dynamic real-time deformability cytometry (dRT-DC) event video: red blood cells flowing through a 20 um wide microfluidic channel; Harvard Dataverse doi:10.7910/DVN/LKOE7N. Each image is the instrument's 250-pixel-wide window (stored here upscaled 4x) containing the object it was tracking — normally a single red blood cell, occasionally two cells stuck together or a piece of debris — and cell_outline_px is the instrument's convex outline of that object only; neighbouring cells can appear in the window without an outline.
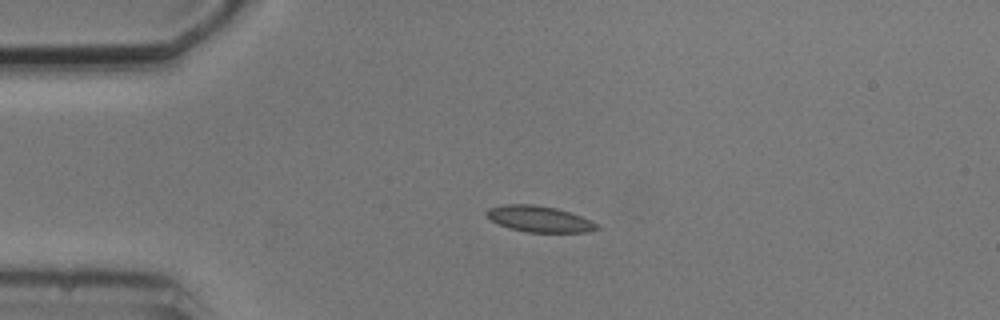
{"species": "common noctule bat (a hibernating species)", "species_latin": "Nyctalus noctula", "temperature_condition": "cold", "stored_images_in_passage": 3, "camera_frame_rate_fps": 3000, "um_per_image_px": 0.085, "animal": {"sex": "male", "body_mass_g": 20.5, "forearm_length_mm": 52.5}, "frame": {"image": 1, "passage_image": 1, "time_ms": 0.0, "image_size_px": [1000, 320], "cell_outline_px": [[600, 228], [588, 232], [528, 232], [508, 228], [492, 220], [484, 212], [488, 208], [504, 204], [532, 204], [556, 208], [580, 216], [600, 224]], "centroid_in_image_um": [45.85, 18.61], "position_along_channel_um": 39.2, "area_um2": 16.7}}
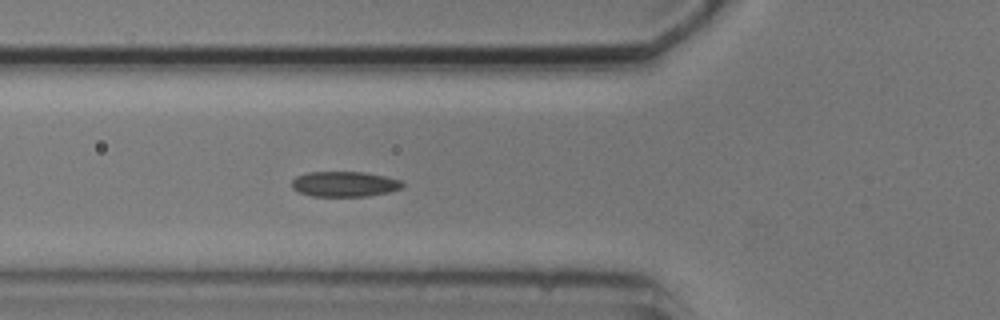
{"frame": {"image": 2, "passage_image": 3, "time_ms": 2.333, "image_size_px": [1000, 320], "cell_outline_px": [[404, 184], [400, 188], [388, 192], [368, 196], [312, 196], [300, 192], [292, 188], [292, 180], [296, 176], [308, 172], [364, 172], [404, 180]], "centroid_in_image_um": [29.29, 15.64], "position_along_channel_um": 96.5, "area_um2": 16.3}}